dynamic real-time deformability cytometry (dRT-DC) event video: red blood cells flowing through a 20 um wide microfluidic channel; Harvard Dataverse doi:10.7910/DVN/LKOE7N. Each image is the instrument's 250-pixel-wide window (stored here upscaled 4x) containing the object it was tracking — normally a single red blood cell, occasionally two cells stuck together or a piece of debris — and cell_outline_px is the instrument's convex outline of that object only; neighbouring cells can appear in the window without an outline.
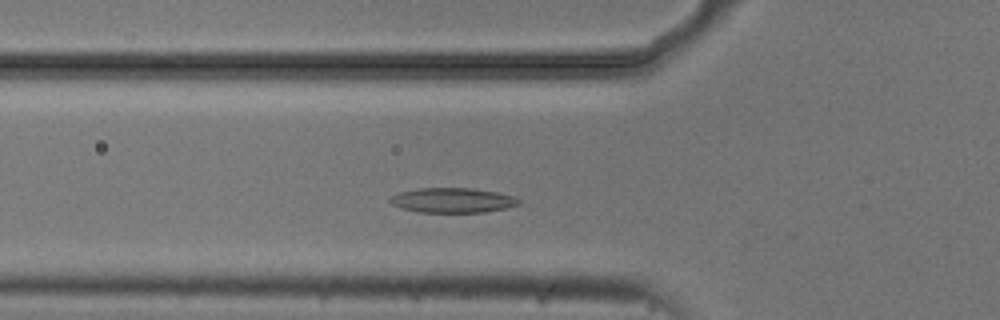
{"species": "common noctule bat (a hibernating species)", "species_latin": "Nyctalus noctula", "temperature_condition": "cold", "stored_images_in_passage": 37, "camera_frame_rate_fps": 3000, "um_per_image_px": 0.085, "animal": {"sex": "male", "body_mass_g": 20.5, "forearm_length_mm": 52.5}, "frame": {"image": 1, "passage_image": 4, "time_ms": 1.0, "image_size_px": [1000, 320], "cell_outline_px": [[520, 204], [508, 208], [484, 212], [420, 212], [404, 208], [392, 204], [388, 200], [388, 196], [400, 192], [420, 188], [472, 188], [496, 192], [512, 196], [520, 200]], "centroid_in_image_um": [38.47, 17.02], "position_along_channel_um": 87.3, "area_um2": 18.55}}
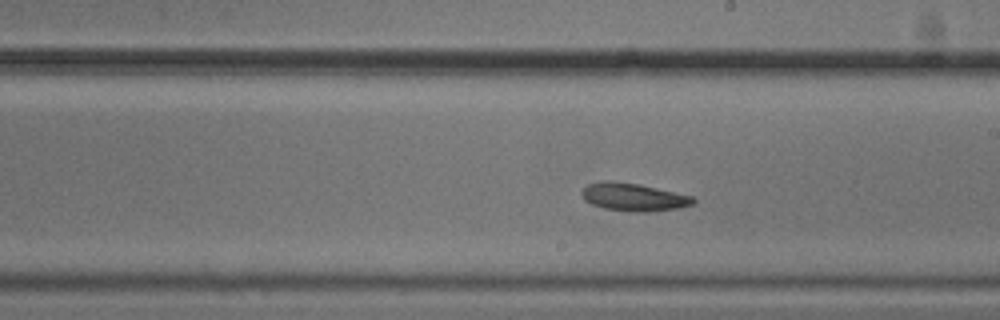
{"frame": {"image": 2, "passage_image": 16, "time_ms": 5.0, "image_size_px": [1000, 320], "cell_outline_px": [[696, 200], [692, 204], [680, 208], [648, 212], [636, 212], [604, 208], [592, 204], [584, 200], [580, 192], [588, 184], [600, 180], [612, 180], [636, 184], [692, 196]], "centroid_in_image_um": [53.81, 16.75], "position_along_channel_um": 235.2, "area_um2": 17.98}}
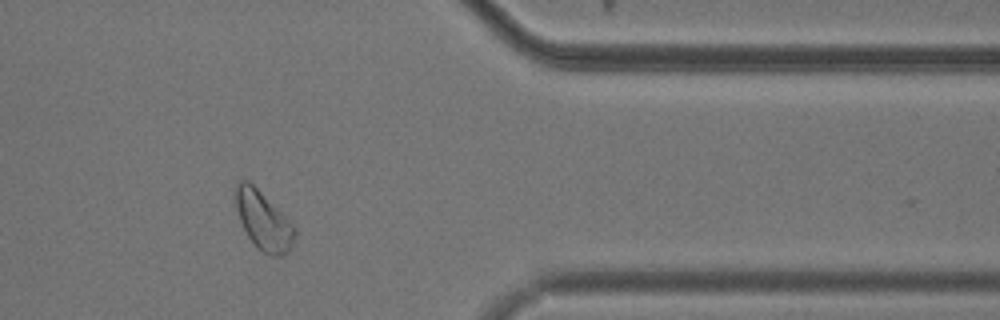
{"frame": {"image": 3, "passage_image": 30, "time_ms": 9.667, "image_size_px": [1000, 320], "cell_outline_px": [[296, 236], [288, 252], [284, 256], [272, 256], [256, 248], [248, 236], [240, 220], [232, 196], [232, 192], [236, 184], [240, 180], [248, 180], [296, 228]], "centroid_in_image_um": [22.34, 18.75], "position_along_channel_um": 389.1, "area_um2": 20.11}, "authors_computed_cell_mechanics": {"area_um2": 18.3804, "velocity_mm_per_s": 3.6802, "shape_relaxation_time_tau1_ms": 7.858, "shape_relaxation_time_tau2_ms": 5.2221, "deformation_change_tau1": 0.1255, "deformation_change_tau2": 0.1213}}